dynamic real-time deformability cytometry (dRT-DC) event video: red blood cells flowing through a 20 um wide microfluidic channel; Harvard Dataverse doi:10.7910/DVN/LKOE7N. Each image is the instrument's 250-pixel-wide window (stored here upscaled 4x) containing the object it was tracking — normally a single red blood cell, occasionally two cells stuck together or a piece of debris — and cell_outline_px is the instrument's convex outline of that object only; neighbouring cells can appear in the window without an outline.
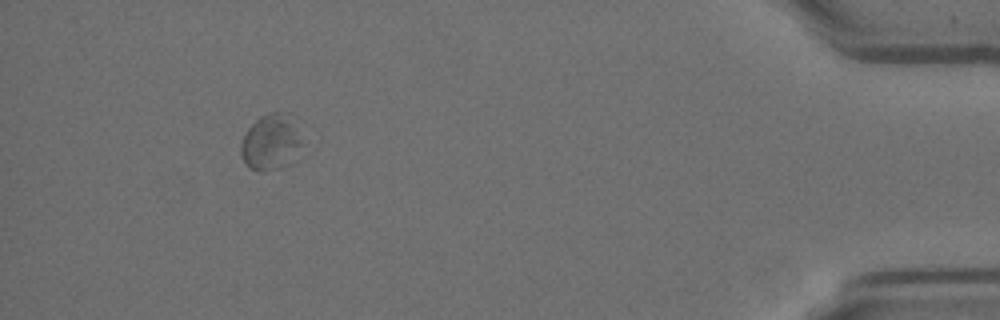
{"species": "Egyptian fruit bat (a non-hibernating species)", "species_latin": "Rousettus aegyptiacus", "temperature_condition": "room temperature", "stored_images_in_passage": 21, "camera_frame_rate_fps": 3000, "um_per_image_px": 0.085, "animal": {"sex": "female"}, "frame": {"image": 1, "passage_image": 21, "time_ms": 6.667, "image_size_px": [1000, 320], "cell_outline_px": [[320, 140], [316, 148], [292, 164], [280, 168], [264, 172], [256, 172], [248, 168], [240, 152], [240, 144], [248, 128], [260, 116], [268, 112], [288, 112]], "centroid_in_image_um": [23.46, 12.08], "position_along_channel_um": 411.7, "area_um2": 23.93}}